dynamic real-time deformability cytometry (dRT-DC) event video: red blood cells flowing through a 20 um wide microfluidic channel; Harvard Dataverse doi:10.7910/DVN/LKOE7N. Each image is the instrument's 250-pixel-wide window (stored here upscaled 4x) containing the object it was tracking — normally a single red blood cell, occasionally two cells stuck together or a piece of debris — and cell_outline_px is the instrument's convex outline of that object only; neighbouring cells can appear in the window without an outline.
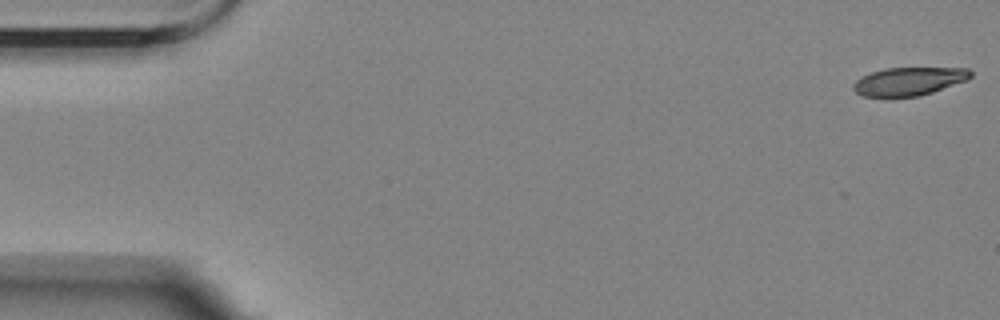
{"species": "Egyptian fruit bat (a non-hibernating species)", "species_latin": "Rousettus aegyptiacus", "temperature_condition": "room temperature", "stored_images_in_passage": 6, "camera_frame_rate_fps": 3000, "um_per_image_px": 0.085, "animal": {"sex": "female"}, "frame": {"image": 1, "passage_image": 1, "time_ms": 0.0, "image_size_px": [1000, 320], "cell_outline_px": [[972, 76], [968, 80], [932, 92], [916, 96], [864, 96], [856, 92], [852, 88], [852, 84], [856, 80], [872, 72], [884, 68], [968, 68], [972, 72]], "centroid_in_image_um": [77.28, 6.9], "position_along_channel_um": 7.7, "area_um2": 19.07}}
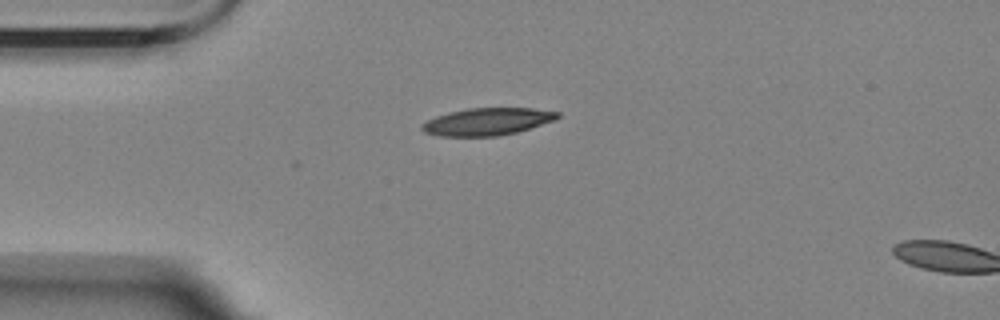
{"frame": {"image": 2, "passage_image": 5, "time_ms": 4.333, "image_size_px": [1000, 320], "cell_outline_px": [[560, 116], [556, 120], [516, 132], [496, 136], [440, 136], [424, 132], [420, 128], [420, 124], [436, 116], [448, 112], [468, 108], [532, 108], [560, 112]], "centroid_in_image_um": [41.41, 10.33], "position_along_channel_um": 43.6, "area_um2": 21.62}}